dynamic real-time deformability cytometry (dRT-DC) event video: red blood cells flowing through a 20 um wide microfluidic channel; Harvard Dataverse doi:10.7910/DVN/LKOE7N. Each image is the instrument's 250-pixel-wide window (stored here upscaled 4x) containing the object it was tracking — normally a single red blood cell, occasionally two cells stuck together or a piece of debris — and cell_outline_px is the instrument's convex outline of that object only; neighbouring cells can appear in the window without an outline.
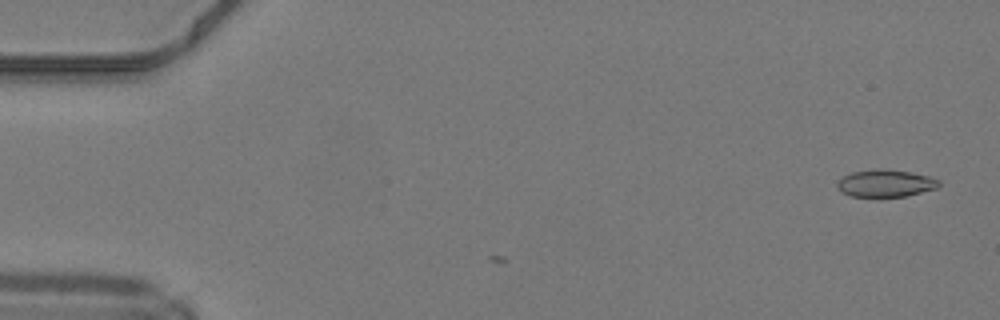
{"species": "common noctule bat (a hibernating species)", "species_latin": "Nyctalus noctula", "temperature_condition": "warm", "stored_images_in_passage": 2, "camera_frame_rate_fps": 3000, "um_per_image_px": 0.085, "animal": {"sex": "male", "body_mass_g": 19.2, "forearm_length_mm": 51.8}, "frame": {"image": 1, "passage_image": 2, "time_ms": 0.333, "image_size_px": [1000, 320], "cell_outline_px": [[940, 184], [936, 188], [908, 196], [880, 200], [852, 196], [840, 192], [836, 188], [836, 180], [852, 172], [876, 168], [908, 172], [928, 176], [940, 180]], "centroid_in_image_um": [75.2, 15.64], "position_along_channel_um": 9.8, "area_um2": 16.94}}